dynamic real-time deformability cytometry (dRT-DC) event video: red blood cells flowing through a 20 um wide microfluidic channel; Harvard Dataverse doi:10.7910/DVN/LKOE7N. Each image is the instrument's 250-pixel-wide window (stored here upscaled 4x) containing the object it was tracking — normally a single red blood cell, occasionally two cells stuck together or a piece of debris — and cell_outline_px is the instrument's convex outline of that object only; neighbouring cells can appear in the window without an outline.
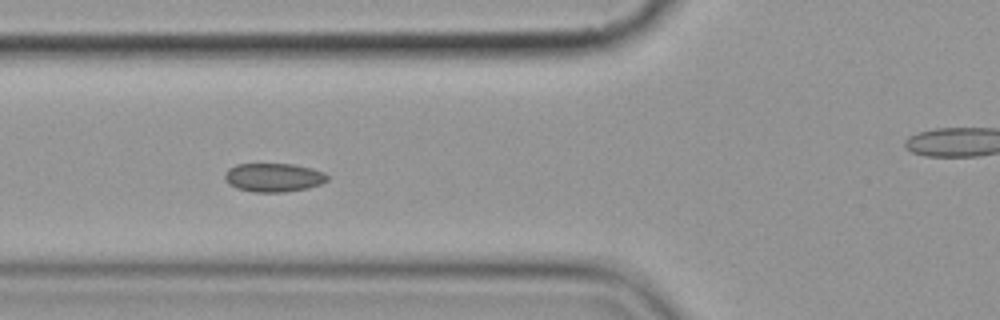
{"species": "common noctule bat (a hibernating species)", "species_latin": "Nyctalus noctula", "temperature_condition": "cold", "stored_images_in_passage": 9, "camera_frame_rate_fps": 3000, "um_per_image_px": 0.085, "animal": {"sex": "female", "body_mass_g": 19.9}, "frame": {"image": 1, "passage_image": 7, "time_ms": 6.667, "image_size_px": [1000, 320], "cell_outline_px": [[328, 180], [320, 184], [308, 188], [284, 192], [252, 192], [236, 188], [228, 184], [224, 180], [224, 172], [228, 168], [236, 164], [292, 164], [312, 168], [324, 172], [328, 176]], "centroid_in_image_um": [23.22, 15.08], "position_along_channel_um": 102.6, "area_um2": 17.34}}
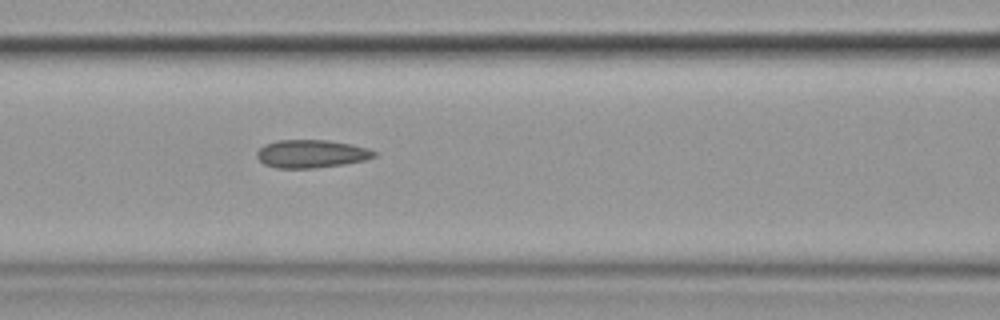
{"frame": {"image": 2, "passage_image": 9, "time_ms": 10.0, "image_size_px": [1000, 320], "cell_outline_px": [[376, 156], [364, 160], [344, 164], [316, 168], [276, 168], [264, 164], [256, 156], [256, 152], [264, 144], [276, 140], [328, 140], [352, 144], [368, 148], [376, 152]], "centroid_in_image_um": [26.45, 13.07], "position_along_channel_um": 140.2, "area_um2": 19.25}}